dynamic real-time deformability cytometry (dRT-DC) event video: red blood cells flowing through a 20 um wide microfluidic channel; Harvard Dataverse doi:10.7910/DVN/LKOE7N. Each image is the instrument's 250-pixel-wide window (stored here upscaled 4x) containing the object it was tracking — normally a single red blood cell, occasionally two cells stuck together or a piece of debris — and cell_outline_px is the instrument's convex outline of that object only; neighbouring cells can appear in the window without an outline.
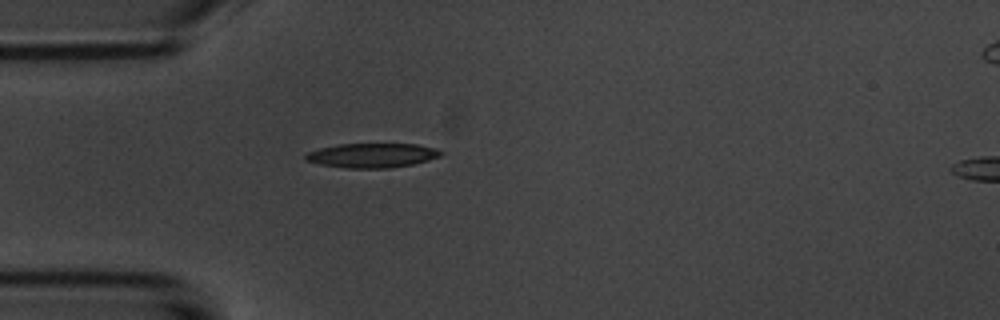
{"species": "common noctule bat (a hibernating species)", "species_latin": "Nyctalus noctula", "temperature_condition": "room temperature", "stored_images_in_passage": 3, "camera_frame_rate_fps": 3000, "um_per_image_px": 0.085, "animal": {"sex": "male", "body_mass_g": 20.1, "forearm_length_mm": 53.5}, "frame": {"image": 1, "passage_image": 3, "time_ms": 2.333, "image_size_px": [1000, 320], "cell_outline_px": [[444, 152], [440, 156], [428, 160], [412, 164], [388, 168], [348, 168], [320, 164], [304, 160], [304, 156], [308, 152], [320, 148], [336, 144], [416, 144], [432, 148]], "centroid_in_image_um": [31.59, 13.21], "position_along_channel_um": 53.4, "area_um2": 19.07}}